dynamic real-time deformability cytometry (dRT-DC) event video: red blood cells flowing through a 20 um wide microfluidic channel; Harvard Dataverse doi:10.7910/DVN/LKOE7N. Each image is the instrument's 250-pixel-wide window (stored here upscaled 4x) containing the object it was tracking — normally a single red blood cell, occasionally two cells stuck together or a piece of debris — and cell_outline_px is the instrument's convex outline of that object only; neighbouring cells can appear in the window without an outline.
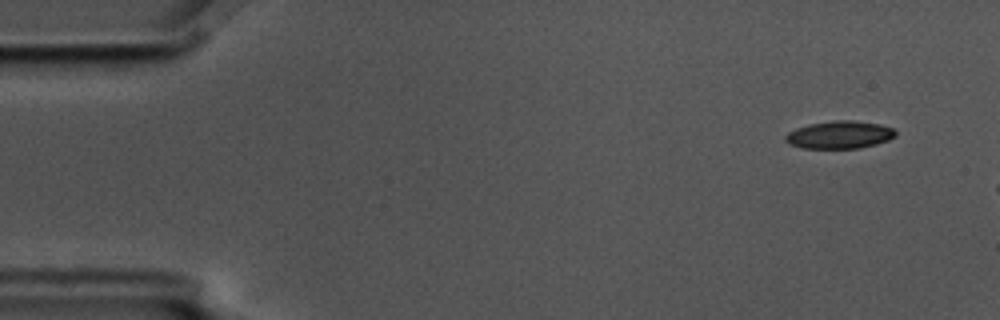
{"species": "common noctule bat (a hibernating species)", "species_latin": "Nyctalus noctula", "temperature_condition": "cold", "stored_images_in_passage": 3, "camera_frame_rate_fps": 3000, "um_per_image_px": 0.085, "animal": {"sex": "male", "body_mass_g": 17.5, "forearm_length_mm": 52.3}, "frame": {"image": 1, "passage_image": 1, "time_ms": 0.0, "image_size_px": [1000, 320], "cell_outline_px": [[896, 136], [888, 140], [876, 144], [860, 148], [804, 148], [788, 144], [784, 140], [784, 136], [788, 132], [796, 128], [808, 124], [836, 120], [852, 120], [880, 124], [892, 128], [896, 132]], "centroid_in_image_um": [71.34, 11.45], "position_along_channel_um": 13.7, "area_um2": 17.8}}